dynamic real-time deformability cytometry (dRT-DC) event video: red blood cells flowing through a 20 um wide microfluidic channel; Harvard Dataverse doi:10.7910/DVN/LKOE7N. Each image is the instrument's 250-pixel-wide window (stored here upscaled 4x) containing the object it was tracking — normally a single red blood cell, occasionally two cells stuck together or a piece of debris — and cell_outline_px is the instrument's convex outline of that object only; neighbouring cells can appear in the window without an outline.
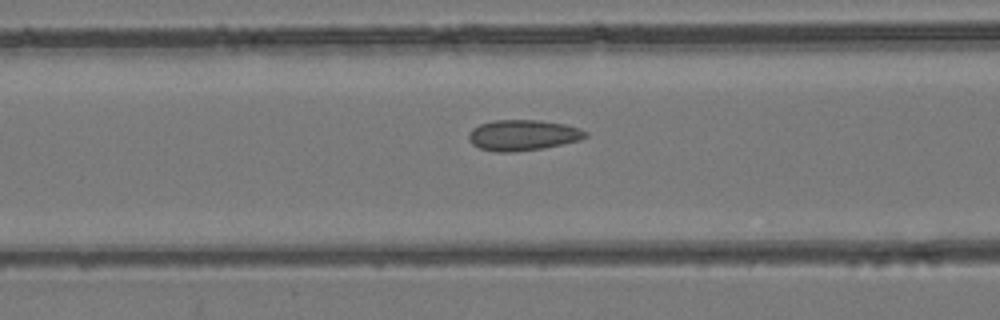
{"species": "common noctule bat (a hibernating species)", "species_latin": "Nyctalus noctula", "temperature_condition": "room temperature", "stored_images_in_passage": 9, "camera_frame_rate_fps": 3000, "um_per_image_px": 0.085, "animal": {"sex": "female", "body_mass_g": 24.6, "forearm_length_mm": 56.2}, "frame": {"image": 1, "passage_image": 5, "time_ms": 1.333, "image_size_px": [1000, 320], "cell_outline_px": [[588, 136], [580, 140], [544, 148], [512, 152], [496, 152], [480, 148], [472, 144], [468, 140], [468, 132], [472, 128], [480, 124], [492, 120], [540, 120], [564, 124], [580, 128], [588, 132]], "centroid_in_image_um": [44.43, 11.48], "position_along_channel_um": 122.2, "area_um2": 21.1}}
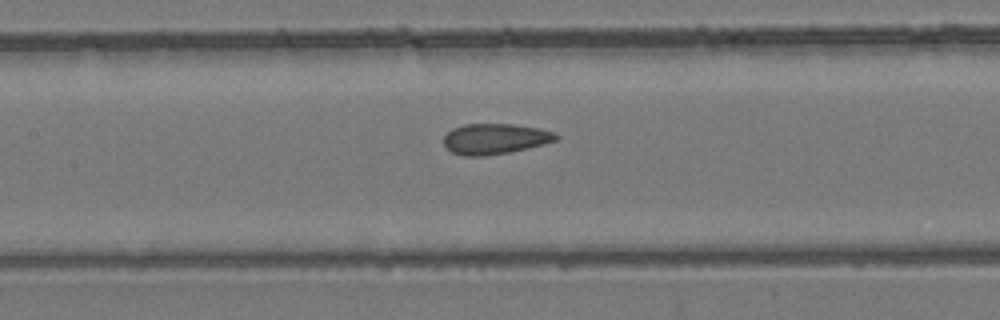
{"frame": {"image": 2, "passage_image": 8, "time_ms": 2.333, "image_size_px": [1000, 320], "cell_outline_px": [[560, 136], [556, 140], [544, 144], [508, 152], [484, 156], [464, 156], [452, 152], [444, 144], [444, 136], [452, 128], [464, 124], [512, 124], [540, 128], [552, 132]], "centroid_in_image_um": [42.06, 11.79], "position_along_channel_um": 165.3, "area_um2": 19.88}}